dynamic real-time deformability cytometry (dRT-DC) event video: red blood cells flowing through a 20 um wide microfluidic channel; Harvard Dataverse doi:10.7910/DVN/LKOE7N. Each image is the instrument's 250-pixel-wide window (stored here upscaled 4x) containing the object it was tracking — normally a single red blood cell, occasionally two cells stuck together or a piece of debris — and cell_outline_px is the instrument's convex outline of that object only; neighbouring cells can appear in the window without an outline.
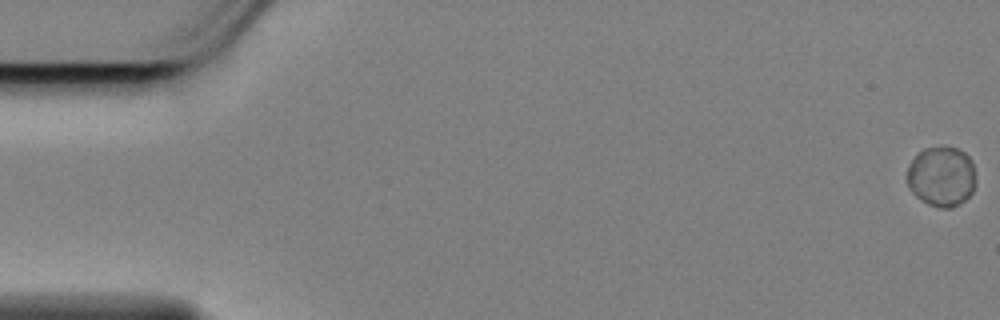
{"species": "Egyptian fruit bat (a non-hibernating species)", "species_latin": "Rousettus aegyptiacus", "temperature_condition": "cold", "stored_images_in_passage": 59, "camera_frame_rate_fps": 3000, "um_per_image_px": 0.085, "animal": {"sex": "female"}, "frame": {"image": 1, "passage_image": 1, "time_ms": 0.0, "image_size_px": [1000, 320], "cell_outline_px": [[976, 180], [972, 192], [964, 200], [952, 208], [940, 208], [928, 204], [920, 200], [908, 188], [908, 164], [924, 148], [940, 144], [956, 148], [964, 152], [972, 160]], "centroid_in_image_um": [80.03, 14.98], "position_along_channel_um": 5.0, "area_um2": 24.39}}
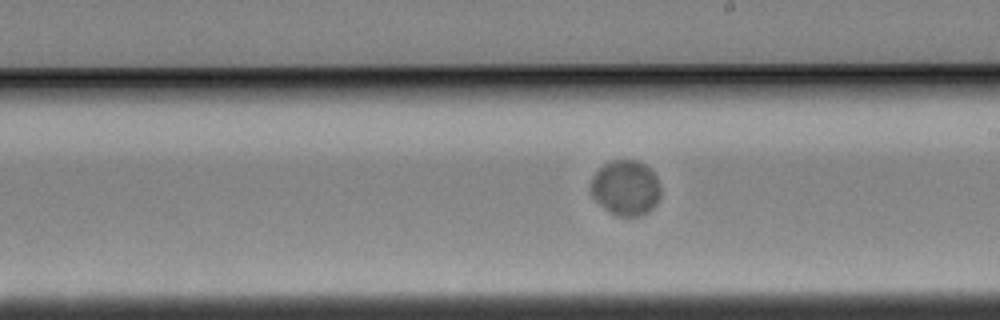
{"frame": {"image": 2, "passage_image": 34, "time_ms": 11.0, "image_size_px": [1000, 320], "cell_outline_px": [[660, 196], [656, 204], [648, 212], [640, 216], [616, 216], [608, 212], [592, 196], [592, 176], [604, 164], [612, 160], [636, 160], [644, 164], [656, 176], [660, 184]], "centroid_in_image_um": [53.2, 15.98], "position_along_channel_um": 235.8, "area_um2": 22.43}}
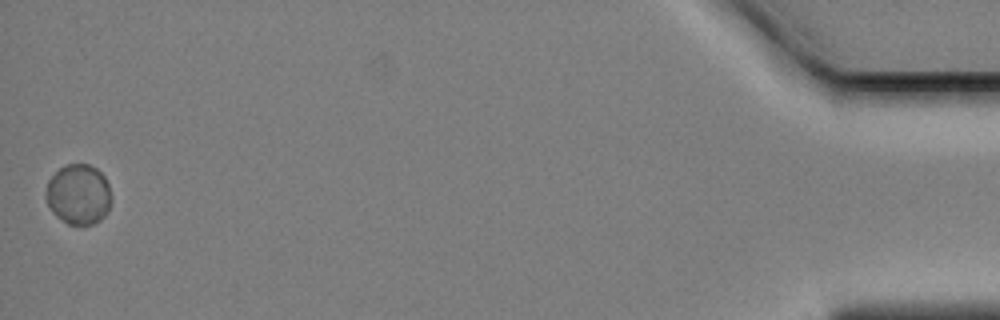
{"frame": {"image": 3, "passage_image": 59, "time_ms": 19.333, "image_size_px": [1000, 320], "cell_outline_px": [[112, 200], [108, 212], [100, 220], [92, 224], [68, 224], [56, 216], [52, 212], [48, 204], [48, 180], [60, 168], [68, 164], [88, 164], [96, 168], [104, 176], [108, 184]], "centroid_in_image_um": [6.71, 16.53], "position_along_channel_um": 428.5, "area_um2": 22.72}}